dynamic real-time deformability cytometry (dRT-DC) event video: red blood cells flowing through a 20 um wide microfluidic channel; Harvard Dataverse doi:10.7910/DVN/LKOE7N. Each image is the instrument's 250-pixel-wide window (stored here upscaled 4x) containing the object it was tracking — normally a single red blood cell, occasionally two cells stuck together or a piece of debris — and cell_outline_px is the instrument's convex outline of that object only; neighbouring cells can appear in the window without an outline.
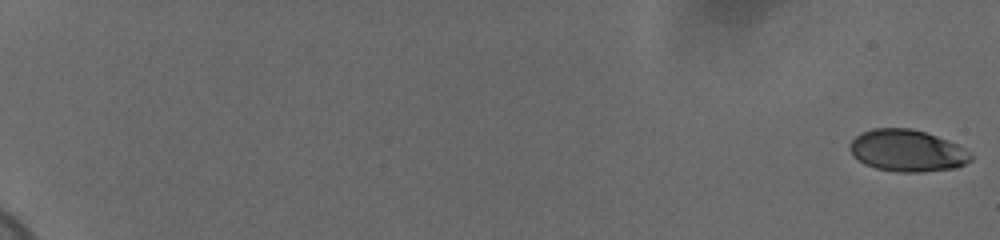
{"species": "human", "species_latin": "Homo sapiens", "temperature_condition": "cold", "stored_images_in_passage": 11, "camera_frame_rate_fps": 3000, "um_per_image_px": 0.085, "donor": {"sex": "female"}, "frame": {"image": 1, "passage_image": 1, "time_ms": 0.0, "image_size_px": [1000, 240], "cell_outline_px": [[972, 160], [956, 168], [920, 172], [896, 172], [876, 168], [864, 164], [852, 156], [848, 148], [848, 144], [860, 132], [872, 128], [912, 128], [948, 140], [972, 152]], "centroid_in_image_um": [77.08, 12.8], "position_along_channel_um": 7.9, "area_um2": 29.82}}